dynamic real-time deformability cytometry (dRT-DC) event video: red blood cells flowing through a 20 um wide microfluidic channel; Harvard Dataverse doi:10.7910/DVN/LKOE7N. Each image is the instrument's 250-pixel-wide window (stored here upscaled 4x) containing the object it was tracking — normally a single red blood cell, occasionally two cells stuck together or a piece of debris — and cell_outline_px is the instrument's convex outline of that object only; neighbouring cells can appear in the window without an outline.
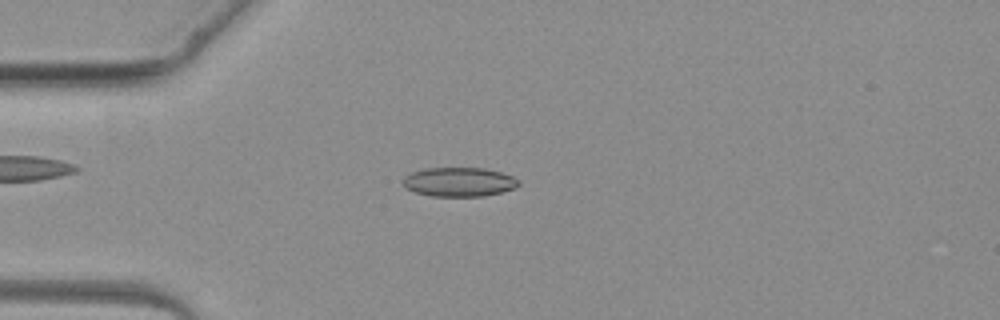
{"species": "common noctule bat (a hibernating species)", "species_latin": "Nyctalus noctula", "temperature_condition": "warm", "stored_images_in_passage": 5, "camera_frame_rate_fps": 3000, "um_per_image_px": 0.085, "animal": {"sex": "female", "body_mass_g": 19.3, "forearm_length_mm": 54.1}, "frame": {"image": 1, "passage_image": 4, "time_ms": 4.667, "image_size_px": [1000, 320], "cell_outline_px": [[520, 184], [516, 188], [484, 196], [432, 196], [416, 192], [404, 188], [400, 180], [404, 176], [412, 172], [424, 168], [484, 168], [500, 172], [512, 176], [520, 180]], "centroid_in_image_um": [38.99, 15.46], "position_along_channel_um": 46.0, "area_um2": 19.83}}